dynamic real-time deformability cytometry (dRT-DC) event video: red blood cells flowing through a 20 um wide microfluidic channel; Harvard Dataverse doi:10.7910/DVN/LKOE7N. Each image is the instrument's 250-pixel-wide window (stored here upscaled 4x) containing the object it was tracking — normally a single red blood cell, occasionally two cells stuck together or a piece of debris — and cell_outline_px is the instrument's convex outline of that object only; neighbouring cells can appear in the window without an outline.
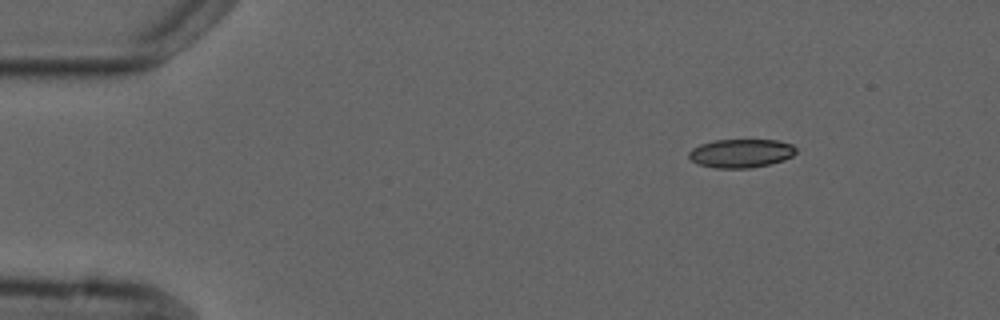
{"species": "common noctule bat (a hibernating species)", "species_latin": "Nyctalus noctula", "temperature_condition": "cold", "stored_images_in_passage": 6, "camera_frame_rate_fps": 3000, "um_per_image_px": 0.085, "animal": {"sex": "male", "forearm_length_mm": 52.5}, "frame": {"image": 1, "passage_image": 1, "time_ms": 0.0, "image_size_px": [1000, 320], "cell_outline_px": [[796, 152], [792, 156], [784, 160], [768, 164], [748, 168], [716, 168], [700, 164], [692, 160], [688, 156], [688, 152], [692, 148], [700, 144], [716, 140], [776, 140], [792, 144], [796, 148]], "centroid_in_image_um": [62.99, 13.02], "position_along_channel_um": 22.0, "area_um2": 17.74}}
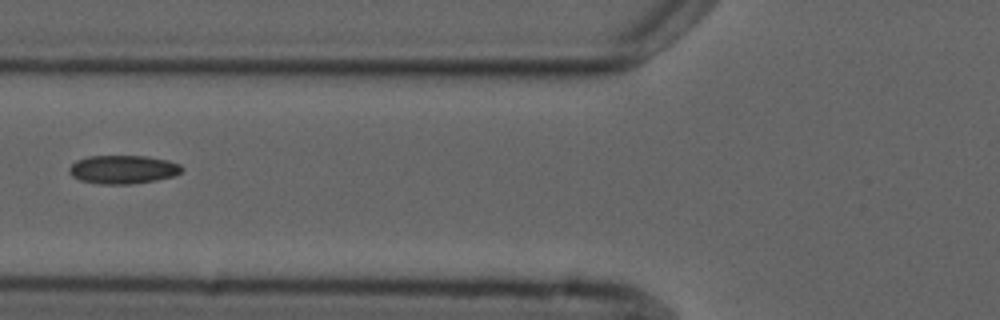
{"frame": {"image": 2, "passage_image": 5, "time_ms": 4.667, "image_size_px": [1000, 320], "cell_outline_px": [[184, 168], [180, 172], [172, 176], [156, 180], [128, 184], [100, 184], [80, 180], [72, 176], [68, 172], [68, 168], [76, 160], [88, 156], [144, 156], [168, 160], [180, 164]], "centroid_in_image_um": [10.43, 14.4], "position_along_channel_um": 115.4, "area_um2": 18.67}}
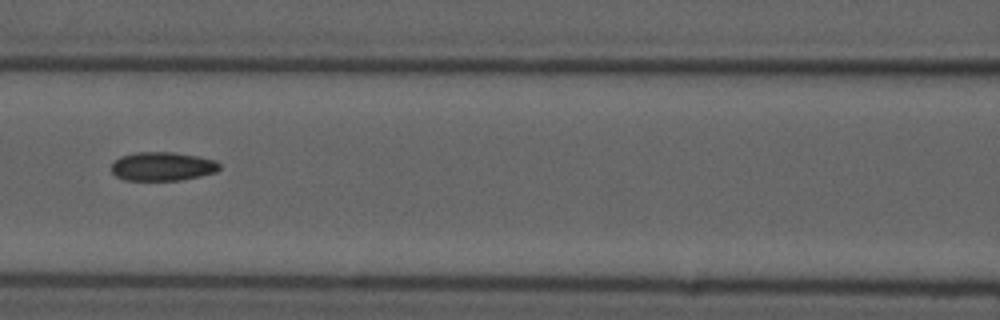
{"frame": {"image": 3, "passage_image": 6, "time_ms": 5.667, "image_size_px": [1000, 320], "cell_outline_px": [[220, 168], [216, 172], [200, 176], [180, 180], [124, 180], [116, 176], [112, 172], [112, 164], [120, 156], [136, 152], [172, 152], [196, 156], [216, 160], [220, 164]], "centroid_in_image_um": [13.81, 14.14], "position_along_channel_um": 152.8, "area_um2": 18.09}}